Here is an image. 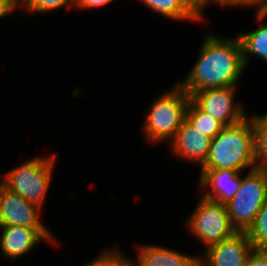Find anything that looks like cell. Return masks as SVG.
Returning a JSON list of instances; mask_svg holds the SVG:
<instances>
[{
	"mask_svg": "<svg viewBox=\"0 0 267 266\" xmlns=\"http://www.w3.org/2000/svg\"><path fill=\"white\" fill-rule=\"evenodd\" d=\"M245 67L240 40L206 34L198 60L182 83L190 97L198 91L217 87H236Z\"/></svg>",
	"mask_w": 267,
	"mask_h": 266,
	"instance_id": "cell-1",
	"label": "cell"
},
{
	"mask_svg": "<svg viewBox=\"0 0 267 266\" xmlns=\"http://www.w3.org/2000/svg\"><path fill=\"white\" fill-rule=\"evenodd\" d=\"M255 169L254 129L251 117L225 126L211 140L209 152L201 169H232L244 172Z\"/></svg>",
	"mask_w": 267,
	"mask_h": 266,
	"instance_id": "cell-2",
	"label": "cell"
},
{
	"mask_svg": "<svg viewBox=\"0 0 267 266\" xmlns=\"http://www.w3.org/2000/svg\"><path fill=\"white\" fill-rule=\"evenodd\" d=\"M190 101V95L179 84L155 99L142 128L146 141L154 144L171 141L185 120Z\"/></svg>",
	"mask_w": 267,
	"mask_h": 266,
	"instance_id": "cell-3",
	"label": "cell"
},
{
	"mask_svg": "<svg viewBox=\"0 0 267 266\" xmlns=\"http://www.w3.org/2000/svg\"><path fill=\"white\" fill-rule=\"evenodd\" d=\"M56 154L34 157L3 173L0 183L13 193L42 208L51 184ZM4 180V181H3Z\"/></svg>",
	"mask_w": 267,
	"mask_h": 266,
	"instance_id": "cell-4",
	"label": "cell"
},
{
	"mask_svg": "<svg viewBox=\"0 0 267 266\" xmlns=\"http://www.w3.org/2000/svg\"><path fill=\"white\" fill-rule=\"evenodd\" d=\"M267 201V171L250 169L234 198L225 205L232 226L237 232H247L256 215Z\"/></svg>",
	"mask_w": 267,
	"mask_h": 266,
	"instance_id": "cell-5",
	"label": "cell"
},
{
	"mask_svg": "<svg viewBox=\"0 0 267 266\" xmlns=\"http://www.w3.org/2000/svg\"><path fill=\"white\" fill-rule=\"evenodd\" d=\"M189 217L188 230L205 248L233 236L237 231L232 226L226 205L204 198Z\"/></svg>",
	"mask_w": 267,
	"mask_h": 266,
	"instance_id": "cell-6",
	"label": "cell"
},
{
	"mask_svg": "<svg viewBox=\"0 0 267 266\" xmlns=\"http://www.w3.org/2000/svg\"><path fill=\"white\" fill-rule=\"evenodd\" d=\"M237 87H217L195 92L191 100L204 112L230 126L241 122L247 117L244 107L235 102Z\"/></svg>",
	"mask_w": 267,
	"mask_h": 266,
	"instance_id": "cell-7",
	"label": "cell"
},
{
	"mask_svg": "<svg viewBox=\"0 0 267 266\" xmlns=\"http://www.w3.org/2000/svg\"><path fill=\"white\" fill-rule=\"evenodd\" d=\"M41 209L0 183V226L47 228L39 217Z\"/></svg>",
	"mask_w": 267,
	"mask_h": 266,
	"instance_id": "cell-8",
	"label": "cell"
},
{
	"mask_svg": "<svg viewBox=\"0 0 267 266\" xmlns=\"http://www.w3.org/2000/svg\"><path fill=\"white\" fill-rule=\"evenodd\" d=\"M253 249L247 232H236L233 236L208 246L205 255L198 257V263L201 266H244Z\"/></svg>",
	"mask_w": 267,
	"mask_h": 266,
	"instance_id": "cell-9",
	"label": "cell"
},
{
	"mask_svg": "<svg viewBox=\"0 0 267 266\" xmlns=\"http://www.w3.org/2000/svg\"><path fill=\"white\" fill-rule=\"evenodd\" d=\"M0 251L4 258L18 259L43 240L57 246L55 238L47 228H29L25 226H0Z\"/></svg>",
	"mask_w": 267,
	"mask_h": 266,
	"instance_id": "cell-10",
	"label": "cell"
},
{
	"mask_svg": "<svg viewBox=\"0 0 267 266\" xmlns=\"http://www.w3.org/2000/svg\"><path fill=\"white\" fill-rule=\"evenodd\" d=\"M199 186L206 199L226 204L234 198L242 183L243 172L232 169H201Z\"/></svg>",
	"mask_w": 267,
	"mask_h": 266,
	"instance_id": "cell-11",
	"label": "cell"
},
{
	"mask_svg": "<svg viewBox=\"0 0 267 266\" xmlns=\"http://www.w3.org/2000/svg\"><path fill=\"white\" fill-rule=\"evenodd\" d=\"M211 140L184 120L175 137L169 142L172 154L201 166L207 158Z\"/></svg>",
	"mask_w": 267,
	"mask_h": 266,
	"instance_id": "cell-12",
	"label": "cell"
},
{
	"mask_svg": "<svg viewBox=\"0 0 267 266\" xmlns=\"http://www.w3.org/2000/svg\"><path fill=\"white\" fill-rule=\"evenodd\" d=\"M136 266H197L198 257L158 245H140Z\"/></svg>",
	"mask_w": 267,
	"mask_h": 266,
	"instance_id": "cell-13",
	"label": "cell"
},
{
	"mask_svg": "<svg viewBox=\"0 0 267 266\" xmlns=\"http://www.w3.org/2000/svg\"><path fill=\"white\" fill-rule=\"evenodd\" d=\"M152 11L173 20L202 22V9L193 0H141Z\"/></svg>",
	"mask_w": 267,
	"mask_h": 266,
	"instance_id": "cell-14",
	"label": "cell"
},
{
	"mask_svg": "<svg viewBox=\"0 0 267 266\" xmlns=\"http://www.w3.org/2000/svg\"><path fill=\"white\" fill-rule=\"evenodd\" d=\"M242 47V59L245 69L249 64L250 56H258L267 62V24L251 31L238 35Z\"/></svg>",
	"mask_w": 267,
	"mask_h": 266,
	"instance_id": "cell-15",
	"label": "cell"
},
{
	"mask_svg": "<svg viewBox=\"0 0 267 266\" xmlns=\"http://www.w3.org/2000/svg\"><path fill=\"white\" fill-rule=\"evenodd\" d=\"M185 120L196 130L202 132L203 135L214 138L224 129V125L212 118L207 113H204L192 100L189 102Z\"/></svg>",
	"mask_w": 267,
	"mask_h": 266,
	"instance_id": "cell-16",
	"label": "cell"
},
{
	"mask_svg": "<svg viewBox=\"0 0 267 266\" xmlns=\"http://www.w3.org/2000/svg\"><path fill=\"white\" fill-rule=\"evenodd\" d=\"M255 142V169L267 171V113L251 116Z\"/></svg>",
	"mask_w": 267,
	"mask_h": 266,
	"instance_id": "cell-17",
	"label": "cell"
},
{
	"mask_svg": "<svg viewBox=\"0 0 267 266\" xmlns=\"http://www.w3.org/2000/svg\"><path fill=\"white\" fill-rule=\"evenodd\" d=\"M247 235L254 249L267 250V201L256 215L253 225L247 231Z\"/></svg>",
	"mask_w": 267,
	"mask_h": 266,
	"instance_id": "cell-18",
	"label": "cell"
},
{
	"mask_svg": "<svg viewBox=\"0 0 267 266\" xmlns=\"http://www.w3.org/2000/svg\"><path fill=\"white\" fill-rule=\"evenodd\" d=\"M74 7V0H23L17 9H24L30 13H43L62 7Z\"/></svg>",
	"mask_w": 267,
	"mask_h": 266,
	"instance_id": "cell-19",
	"label": "cell"
},
{
	"mask_svg": "<svg viewBox=\"0 0 267 266\" xmlns=\"http://www.w3.org/2000/svg\"><path fill=\"white\" fill-rule=\"evenodd\" d=\"M119 252L118 249L105 250L84 266H136L133 259L127 258Z\"/></svg>",
	"mask_w": 267,
	"mask_h": 266,
	"instance_id": "cell-20",
	"label": "cell"
},
{
	"mask_svg": "<svg viewBox=\"0 0 267 266\" xmlns=\"http://www.w3.org/2000/svg\"><path fill=\"white\" fill-rule=\"evenodd\" d=\"M265 0H210L208 2V4L210 3H215V4H219L220 6H227V7H233V6H237V7H241L244 6L246 8L248 7H255L257 8V11H259L263 5H264Z\"/></svg>",
	"mask_w": 267,
	"mask_h": 266,
	"instance_id": "cell-21",
	"label": "cell"
},
{
	"mask_svg": "<svg viewBox=\"0 0 267 266\" xmlns=\"http://www.w3.org/2000/svg\"><path fill=\"white\" fill-rule=\"evenodd\" d=\"M244 266H267V250L253 249Z\"/></svg>",
	"mask_w": 267,
	"mask_h": 266,
	"instance_id": "cell-22",
	"label": "cell"
},
{
	"mask_svg": "<svg viewBox=\"0 0 267 266\" xmlns=\"http://www.w3.org/2000/svg\"><path fill=\"white\" fill-rule=\"evenodd\" d=\"M113 0H74V6L78 7V9H96L106 6Z\"/></svg>",
	"mask_w": 267,
	"mask_h": 266,
	"instance_id": "cell-23",
	"label": "cell"
},
{
	"mask_svg": "<svg viewBox=\"0 0 267 266\" xmlns=\"http://www.w3.org/2000/svg\"><path fill=\"white\" fill-rule=\"evenodd\" d=\"M17 9L12 0H0V19Z\"/></svg>",
	"mask_w": 267,
	"mask_h": 266,
	"instance_id": "cell-24",
	"label": "cell"
},
{
	"mask_svg": "<svg viewBox=\"0 0 267 266\" xmlns=\"http://www.w3.org/2000/svg\"><path fill=\"white\" fill-rule=\"evenodd\" d=\"M256 20L262 21V19L267 17V0H265L263 7L256 12Z\"/></svg>",
	"mask_w": 267,
	"mask_h": 266,
	"instance_id": "cell-25",
	"label": "cell"
},
{
	"mask_svg": "<svg viewBox=\"0 0 267 266\" xmlns=\"http://www.w3.org/2000/svg\"><path fill=\"white\" fill-rule=\"evenodd\" d=\"M193 1L202 9V12H203V10H205L204 7L207 6L210 0H193Z\"/></svg>",
	"mask_w": 267,
	"mask_h": 266,
	"instance_id": "cell-26",
	"label": "cell"
},
{
	"mask_svg": "<svg viewBox=\"0 0 267 266\" xmlns=\"http://www.w3.org/2000/svg\"><path fill=\"white\" fill-rule=\"evenodd\" d=\"M13 3L18 6L23 0H12Z\"/></svg>",
	"mask_w": 267,
	"mask_h": 266,
	"instance_id": "cell-27",
	"label": "cell"
}]
</instances>
